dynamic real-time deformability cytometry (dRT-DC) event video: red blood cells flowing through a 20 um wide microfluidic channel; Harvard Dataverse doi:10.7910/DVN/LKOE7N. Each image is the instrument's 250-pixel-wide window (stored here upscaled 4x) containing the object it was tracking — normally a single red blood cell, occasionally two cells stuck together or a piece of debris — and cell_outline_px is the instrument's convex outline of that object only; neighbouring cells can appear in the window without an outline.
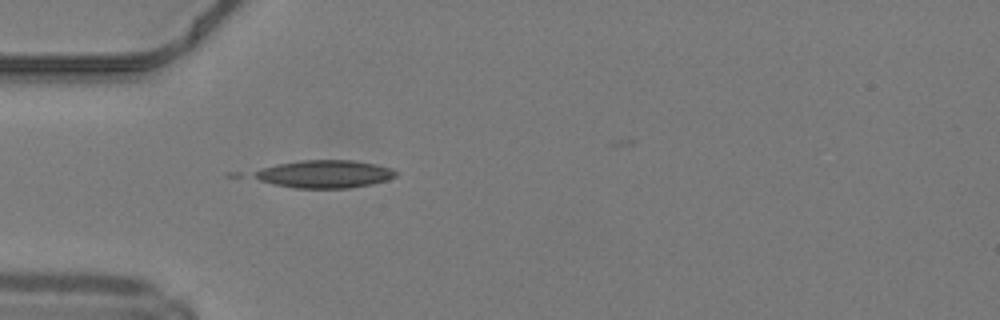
{"species": "common noctule bat (a hibernating species)", "species_latin": "Nyctalus noctula", "temperature_condition": "warm", "stored_images_in_passage": 28, "camera_frame_rate_fps": 3000, "um_per_image_px": 0.085, "animal": {"sex": "male", "body_mass_g": 19.2, "forearm_length_mm": 51.8}, "frame": {"image": 1, "passage_image": 2, "time_ms": 0.333, "image_size_px": [1000, 320], "cell_outline_px": [[396, 176], [388, 180], [348, 188], [296, 188], [272, 184], [260, 180], [252, 176], [252, 172], [260, 168], [276, 164], [300, 160], [352, 160], [376, 164], [392, 168], [396, 172]], "centroid_in_image_um": [27.55, 14.78], "position_along_channel_um": 57.5, "area_um2": 23.0}}
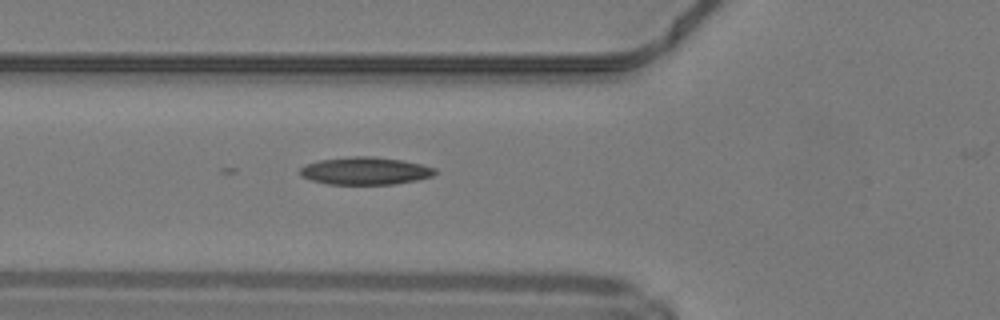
{"frame": {"image": 2, "passage_image": 5, "time_ms": 1.333, "image_size_px": [1000, 320], "cell_outline_px": [[436, 172], [432, 176], [416, 180], [392, 184], [328, 184], [312, 180], [300, 176], [300, 168], [308, 164], [320, 160], [352, 156], [376, 156], [400, 160], [420, 164], [436, 168]], "centroid_in_image_um": [31.04, 14.52], "position_along_channel_um": 94.8, "area_um2": 21.5}}
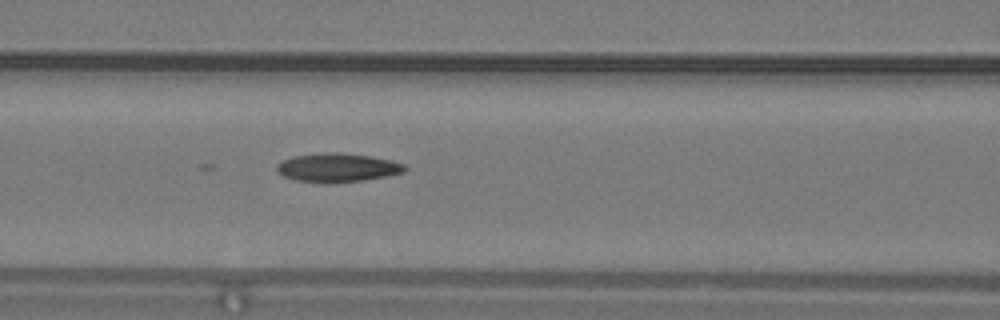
{"frame": {"image": 3, "passage_image": 8, "time_ms": 2.333, "image_size_px": [1000, 320], "cell_outline_px": [[408, 168], [404, 172], [364, 180], [332, 184], [320, 184], [296, 180], [284, 176], [276, 172], [276, 164], [292, 156], [332, 152], [336, 152], [368, 156], [388, 160], [404, 164]], "centroid_in_image_um": [28.63, 14.27], "position_along_channel_um": 138.0, "area_um2": 21.5}, "authors_computed_cell_mechanics": {"area_um2": 20.9236, "velocity_mm_per_s": 4.2817, "shape_relaxation_time_tau1_ms": null, "shape_relaxation_time_tau2_ms": 4.4853, "deformation_change_tau1": null, "deformation_change_tau2": 0.1111}}